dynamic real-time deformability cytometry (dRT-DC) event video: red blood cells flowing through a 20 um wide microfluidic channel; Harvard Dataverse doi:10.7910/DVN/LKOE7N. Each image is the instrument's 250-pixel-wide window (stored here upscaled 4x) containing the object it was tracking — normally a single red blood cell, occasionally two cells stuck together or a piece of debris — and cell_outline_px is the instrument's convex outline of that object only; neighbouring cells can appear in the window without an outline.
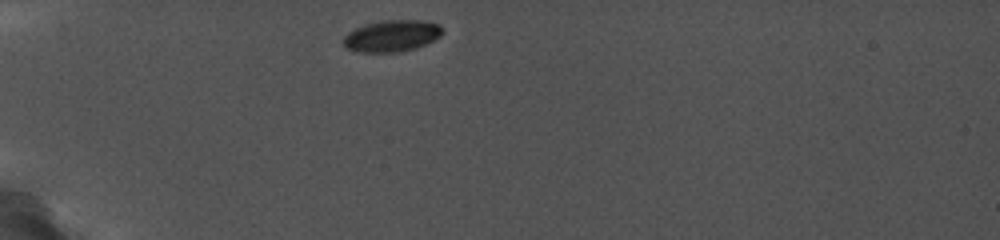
{"species": "common noctule bat (a hibernating species)", "species_latin": "Nyctalus noctula", "temperature_condition": "cold", "stored_images_in_passage": 38, "camera_frame_rate_fps": 5000, "um_per_image_px": 0.085, "animal": {"sex": "female", "body_mass_g": 19.0, "forearm_length_mm": 56.7}, "frame": {"image": 1, "passage_image": 1, "time_ms": 0.0, "image_size_px": [1000, 240], "cell_outline_px": [[444, 32], [440, 36], [416, 48], [396, 52], [356, 52], [344, 48], [344, 36], [348, 32], [356, 28], [368, 24], [384, 20], [424, 20], [440, 24]], "centroid_in_image_um": [33.31, 3.05], "position_along_channel_um": 51.7, "area_um2": 18.21}}
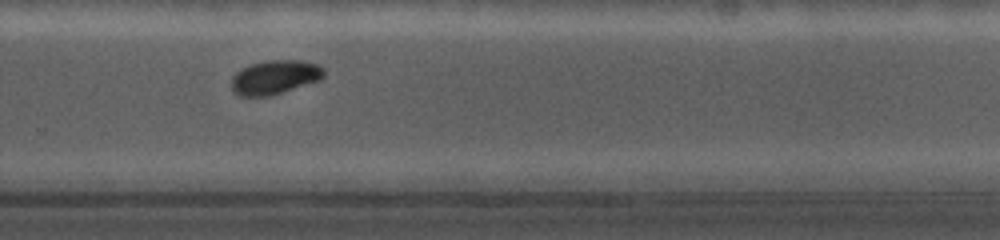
{"frame": {"image": 2, "passage_image": 30, "time_ms": 7.6, "image_size_px": [1000, 240], "cell_outline_px": [[324, 76], [320, 80], [280, 92], [264, 96], [244, 96], [236, 92], [232, 88], [232, 80], [236, 72], [248, 64], [264, 60], [300, 60], [320, 64], [324, 68]], "centroid_in_image_um": [23.39, 6.52], "position_along_channel_um": 306.4, "area_um2": 18.15}}
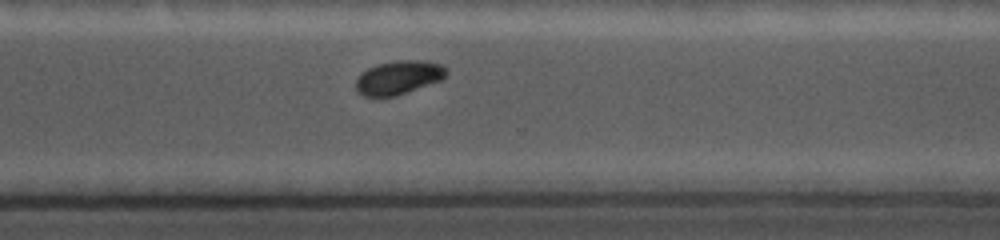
{"frame": {"image": 3, "passage_image": 33, "time_ms": 8.4, "image_size_px": [1000, 240], "cell_outline_px": [[448, 72], [440, 80], [392, 96], [368, 96], [360, 92], [356, 88], [356, 80], [368, 68], [376, 64], [396, 60], [424, 60], [440, 64]], "centroid_in_image_um": [33.88, 6.55], "position_along_channel_um": 336.7, "area_um2": 17.17}}